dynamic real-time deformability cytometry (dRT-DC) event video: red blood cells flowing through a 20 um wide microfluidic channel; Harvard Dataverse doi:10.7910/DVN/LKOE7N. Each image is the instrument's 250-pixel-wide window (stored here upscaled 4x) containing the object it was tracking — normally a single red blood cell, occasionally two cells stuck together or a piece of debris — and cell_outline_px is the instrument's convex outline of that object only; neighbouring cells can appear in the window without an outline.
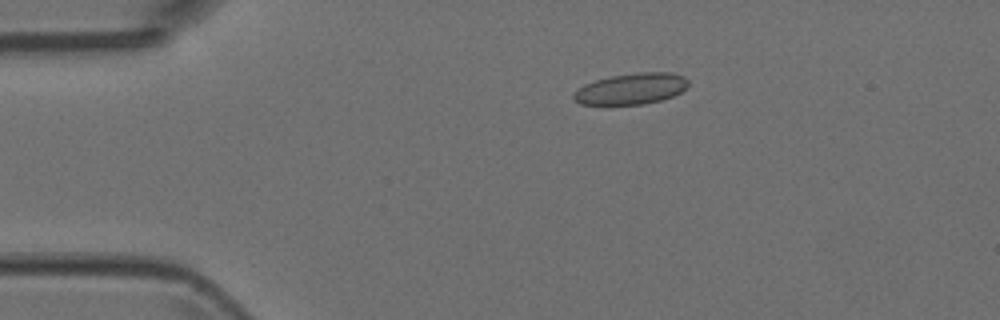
{"species": "Egyptian fruit bat (a non-hibernating species)", "species_latin": "Rousettus aegyptiacus", "temperature_condition": "room temperature", "stored_images_in_passage": 4, "camera_frame_rate_fps": 3000, "um_per_image_px": 0.085, "animal": {"sex": "female"}, "frame": {"image": 1, "passage_image": 3, "time_ms": 0.667, "image_size_px": [1000, 320], "cell_outline_px": [[688, 84], [680, 92], [672, 96], [660, 100], [644, 104], [580, 104], [572, 96], [584, 84], [596, 80], [612, 76], [636, 72], [672, 72], [684, 76], [688, 80]], "centroid_in_image_um": [53.68, 7.53], "position_along_channel_um": 31.3, "area_um2": 20.52}}